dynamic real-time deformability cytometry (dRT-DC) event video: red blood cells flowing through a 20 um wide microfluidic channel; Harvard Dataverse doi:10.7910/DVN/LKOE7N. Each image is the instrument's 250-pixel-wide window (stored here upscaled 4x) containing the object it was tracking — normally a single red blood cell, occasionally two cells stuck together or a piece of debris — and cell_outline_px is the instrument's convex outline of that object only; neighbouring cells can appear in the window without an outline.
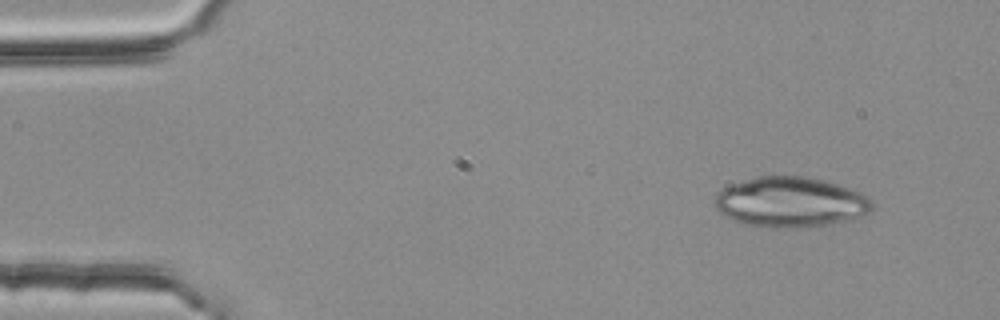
{"species": "common noctule bat (a hibernating species)", "species_latin": "Nyctalus noctula", "temperature_condition": "room temperature", "stored_images_in_passage": 4, "camera_frame_rate_fps": 3000, "um_per_image_px": 0.085, "animal": {"sex": "female", "body_mass_g": 25.1}, "frame": {"image": 1, "passage_image": 1, "time_ms": 0.0, "image_size_px": [1000, 320], "cell_outline_px": [[876, 208], [860, 216], [848, 220], [824, 224], [796, 228], [776, 228], [744, 224], [732, 220], [724, 216], [712, 204], [716, 196], [724, 188], [732, 184], [756, 176], [804, 176], [824, 180], [860, 192], [868, 196], [876, 204]], "centroid_in_image_um": [67.19, 17.18], "position_along_channel_um": 17.8, "area_um2": 46.12}}
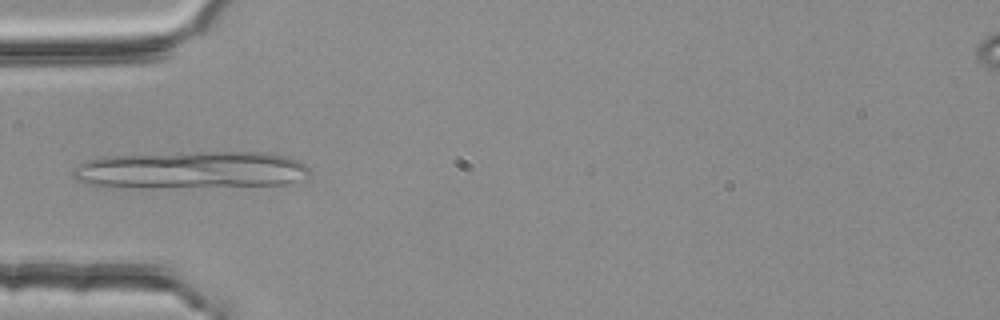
{"frame": {"image": 2, "passage_image": 4, "time_ms": 1.0, "image_size_px": [1000, 320], "cell_outline_px": [[308, 180], [284, 184], [100, 188], [76, 180], [72, 176], [72, 168], [76, 164], [100, 156], [200, 152], [268, 152], [284, 156], [296, 160], [304, 164], [308, 168]], "centroid_in_image_um": [16.15, 14.44], "position_along_channel_um": 68.9, "area_um2": 51.73}}